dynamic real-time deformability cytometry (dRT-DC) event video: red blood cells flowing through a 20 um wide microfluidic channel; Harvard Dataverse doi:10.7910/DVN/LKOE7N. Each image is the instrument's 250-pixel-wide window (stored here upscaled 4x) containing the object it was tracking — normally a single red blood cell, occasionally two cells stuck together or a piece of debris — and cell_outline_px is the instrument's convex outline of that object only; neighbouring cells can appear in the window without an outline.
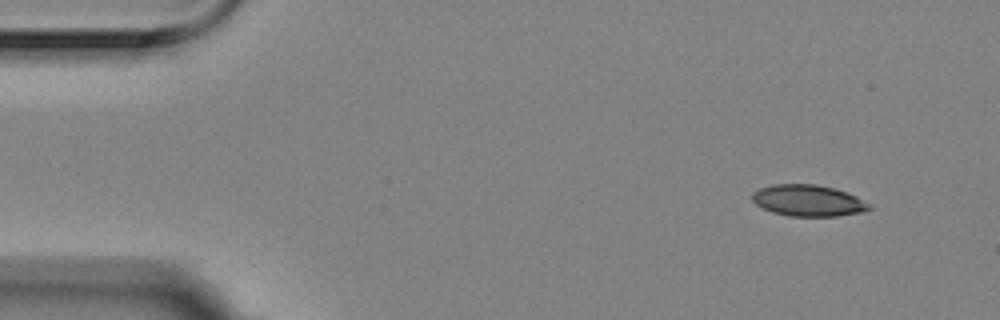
{"species": "Egyptian fruit bat (a non-hibernating species)", "species_latin": "Rousettus aegyptiacus", "temperature_condition": "room temperature", "stored_images_in_passage": 4, "camera_frame_rate_fps": 3000, "um_per_image_px": 0.085, "animal": {"sex": "female"}, "frame": {"image": 1, "passage_image": 1, "time_ms": 0.0, "image_size_px": [1000, 320], "cell_outline_px": [[872, 208], [860, 212], [836, 216], [788, 216], [772, 212], [756, 204], [752, 200], [752, 192], [760, 188], [772, 184], [816, 184], [836, 188], [848, 192], [872, 204]], "centroid_in_image_um": [68.71, 17.04], "position_along_channel_um": 16.3, "area_um2": 21.56}}
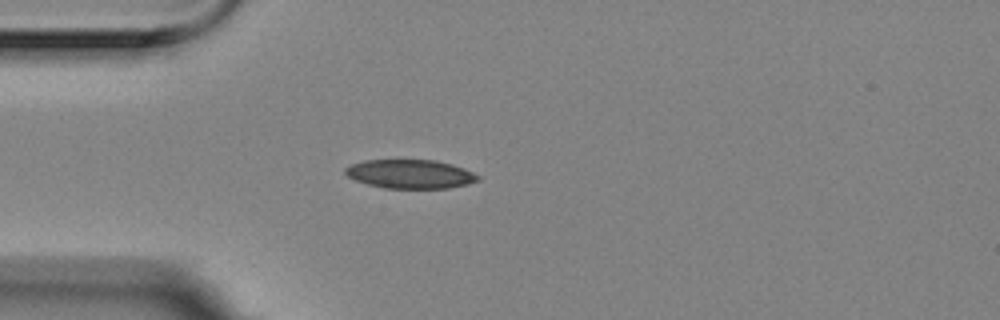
{"frame": {"image": 2, "passage_image": 4, "time_ms": 1.0, "image_size_px": [1000, 320], "cell_outline_px": [[480, 180], [468, 184], [448, 188], [384, 188], [368, 184], [356, 180], [348, 176], [344, 172], [344, 168], [352, 164], [364, 160], [436, 160], [452, 164], [464, 168], [480, 176]], "centroid_in_image_um": [34.89, 14.79], "position_along_channel_um": 50.1, "area_um2": 22.31}}